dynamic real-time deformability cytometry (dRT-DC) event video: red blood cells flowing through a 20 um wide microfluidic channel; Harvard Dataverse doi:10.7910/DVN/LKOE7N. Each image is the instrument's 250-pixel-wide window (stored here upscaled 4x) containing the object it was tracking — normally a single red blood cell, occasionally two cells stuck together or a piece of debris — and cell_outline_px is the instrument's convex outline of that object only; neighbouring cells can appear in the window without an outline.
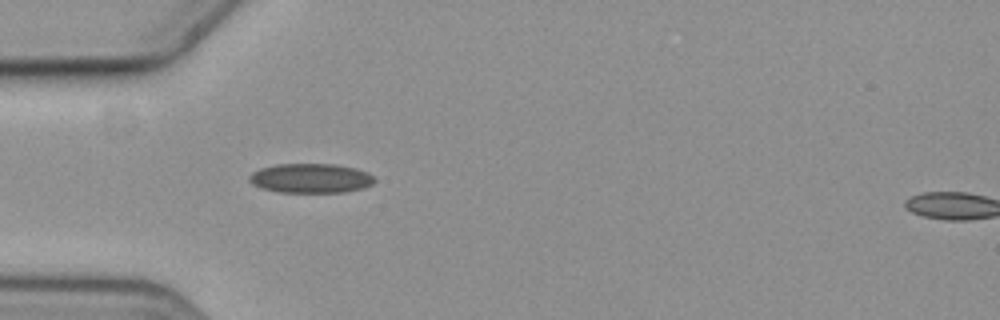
{"species": "common noctule bat (a hibernating species)", "species_latin": "Nyctalus noctula", "temperature_condition": "cold", "stored_images_in_passage": 25, "camera_frame_rate_fps": 3000, "um_per_image_px": 0.085, "animal": {"sex": "female", "body_mass_g": 19.3, "forearm_length_mm": 54.1}, "frame": {"image": 1, "passage_image": 1, "time_ms": 0.0, "image_size_px": [1000, 320], "cell_outline_px": [[376, 180], [372, 184], [360, 188], [344, 192], [280, 192], [260, 188], [252, 184], [248, 180], [248, 176], [252, 172], [260, 168], [276, 164], [336, 164], [356, 168], [368, 172]], "centroid_in_image_um": [26.38, 15.14], "position_along_channel_um": 58.6, "area_um2": 21.56}}
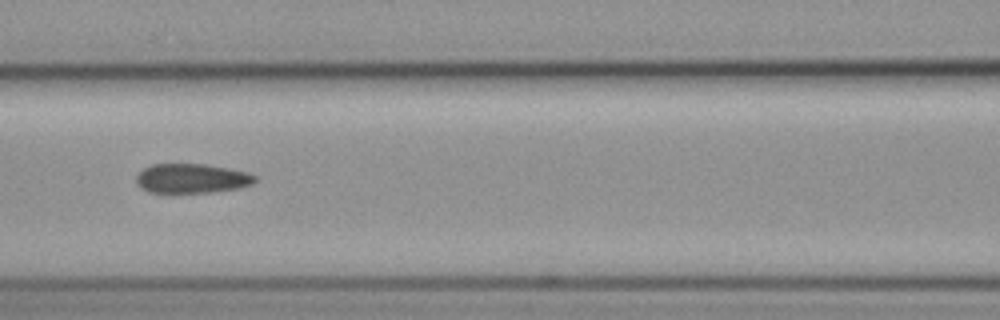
{"frame": {"image": 2, "passage_image": 9, "time_ms": 2.667, "image_size_px": [1000, 320], "cell_outline_px": [[256, 180], [252, 184], [240, 188], [208, 192], [148, 192], [140, 188], [136, 184], [136, 176], [144, 168], [152, 164], [204, 164], [228, 168], [248, 172], [256, 176]], "centroid_in_image_um": [16.29, 15.16], "position_along_channel_um": 150.3, "area_um2": 20.35}}
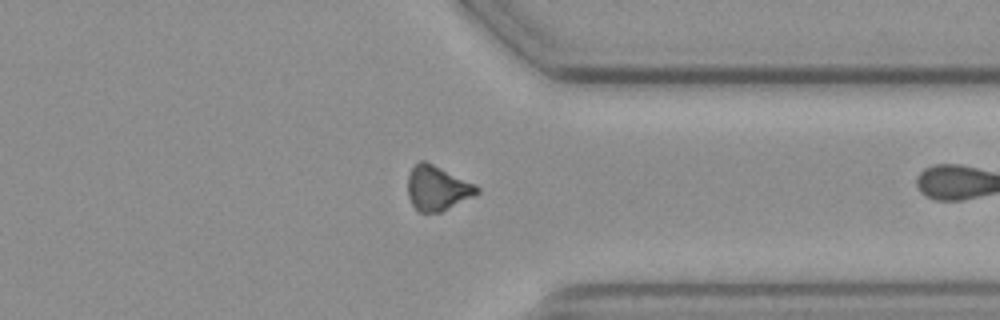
{"frame": {"image": 3, "passage_image": 24, "time_ms": 7.667, "image_size_px": [1000, 320], "cell_outline_px": [[480, 192], [440, 212], [420, 212], [412, 204], [408, 196], [408, 172], [420, 160], [424, 160], [480, 188]], "centroid_in_image_um": [37.11, 15.99], "position_along_channel_um": 374.3, "area_um2": 17.4}}